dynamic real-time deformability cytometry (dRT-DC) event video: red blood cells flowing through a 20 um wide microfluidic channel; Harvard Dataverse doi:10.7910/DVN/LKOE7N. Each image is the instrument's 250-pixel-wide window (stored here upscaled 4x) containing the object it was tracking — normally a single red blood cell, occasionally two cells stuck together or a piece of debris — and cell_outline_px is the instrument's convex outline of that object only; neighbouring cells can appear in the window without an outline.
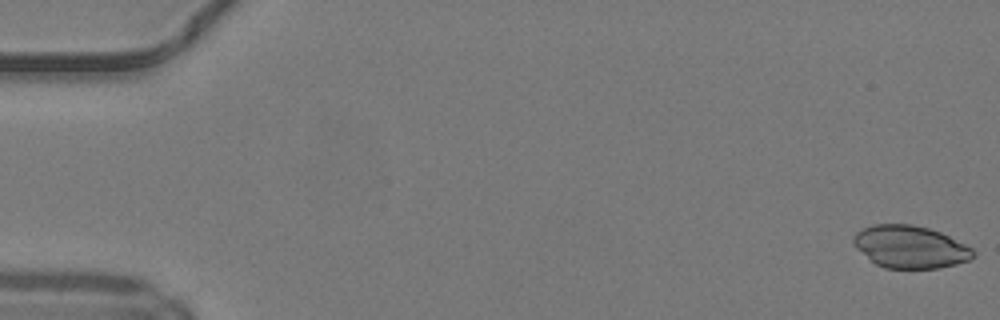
{"species": "common noctule bat (a hibernating species)", "species_latin": "Nyctalus noctula", "temperature_condition": "warm", "stored_images_in_passage": 49, "camera_frame_rate_fps": 3000, "um_per_image_px": 0.085, "animal": {"sex": "male", "body_mass_g": 19.2, "forearm_length_mm": 51.8}, "frame": {"image": 1, "passage_image": 1, "time_ms": 0.0, "image_size_px": [1000, 320], "cell_outline_px": [[976, 256], [968, 260], [956, 264], [940, 268], [884, 268], [876, 264], [856, 248], [852, 240], [852, 236], [856, 232], [864, 228], [876, 224], [912, 224], [928, 228], [940, 232], [972, 248], [976, 252]], "centroid_in_image_um": [77.36, 20.98], "position_along_channel_um": 7.6, "area_um2": 29.54}}